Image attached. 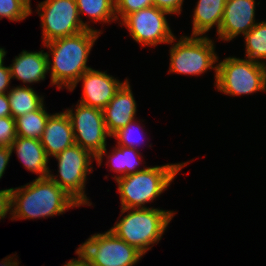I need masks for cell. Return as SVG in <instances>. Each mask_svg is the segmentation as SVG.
<instances>
[{"label": "cell", "instance_id": "obj_1", "mask_svg": "<svg viewBox=\"0 0 266 266\" xmlns=\"http://www.w3.org/2000/svg\"><path fill=\"white\" fill-rule=\"evenodd\" d=\"M102 33L93 30H84L79 34L54 39L43 44L48 48V73L51 77V86L57 89L69 90L86 72L89 67L87 61L91 49ZM49 53V54H48Z\"/></svg>", "mask_w": 266, "mask_h": 266}, {"label": "cell", "instance_id": "obj_2", "mask_svg": "<svg viewBox=\"0 0 266 266\" xmlns=\"http://www.w3.org/2000/svg\"><path fill=\"white\" fill-rule=\"evenodd\" d=\"M75 207L80 205L49 177L11 187L10 220L45 219L65 214Z\"/></svg>", "mask_w": 266, "mask_h": 266}, {"label": "cell", "instance_id": "obj_3", "mask_svg": "<svg viewBox=\"0 0 266 266\" xmlns=\"http://www.w3.org/2000/svg\"><path fill=\"white\" fill-rule=\"evenodd\" d=\"M124 216L116 221L109 230L118 238L135 247L145 255L158 244L170 221L175 216L173 210H163L154 207L127 209L121 208Z\"/></svg>", "mask_w": 266, "mask_h": 266}, {"label": "cell", "instance_id": "obj_4", "mask_svg": "<svg viewBox=\"0 0 266 266\" xmlns=\"http://www.w3.org/2000/svg\"><path fill=\"white\" fill-rule=\"evenodd\" d=\"M193 160L165 165L147 166L143 171L115 179L120 195L121 208H149L146 203L154 202L171 185L179 171Z\"/></svg>", "mask_w": 266, "mask_h": 266}, {"label": "cell", "instance_id": "obj_5", "mask_svg": "<svg viewBox=\"0 0 266 266\" xmlns=\"http://www.w3.org/2000/svg\"><path fill=\"white\" fill-rule=\"evenodd\" d=\"M169 44L172 46L169 49L168 73L200 76L212 69L216 82L219 57L213 39L208 36L183 35L178 40L174 37Z\"/></svg>", "mask_w": 266, "mask_h": 266}, {"label": "cell", "instance_id": "obj_6", "mask_svg": "<svg viewBox=\"0 0 266 266\" xmlns=\"http://www.w3.org/2000/svg\"><path fill=\"white\" fill-rule=\"evenodd\" d=\"M214 85L227 96L266 92V66L243 57H226L217 63Z\"/></svg>", "mask_w": 266, "mask_h": 266}, {"label": "cell", "instance_id": "obj_7", "mask_svg": "<svg viewBox=\"0 0 266 266\" xmlns=\"http://www.w3.org/2000/svg\"><path fill=\"white\" fill-rule=\"evenodd\" d=\"M58 169L56 175L52 171L48 177L60 186L80 206H91L92 202L85 193L87 175L93 171L96 157L78 144H74L54 156Z\"/></svg>", "mask_w": 266, "mask_h": 266}, {"label": "cell", "instance_id": "obj_8", "mask_svg": "<svg viewBox=\"0 0 266 266\" xmlns=\"http://www.w3.org/2000/svg\"><path fill=\"white\" fill-rule=\"evenodd\" d=\"M85 266H135L143 254L110 230L91 235L75 250Z\"/></svg>", "mask_w": 266, "mask_h": 266}, {"label": "cell", "instance_id": "obj_9", "mask_svg": "<svg viewBox=\"0 0 266 266\" xmlns=\"http://www.w3.org/2000/svg\"><path fill=\"white\" fill-rule=\"evenodd\" d=\"M36 9L41 20L43 44L87 30L80 20L76 0H44Z\"/></svg>", "mask_w": 266, "mask_h": 266}, {"label": "cell", "instance_id": "obj_10", "mask_svg": "<svg viewBox=\"0 0 266 266\" xmlns=\"http://www.w3.org/2000/svg\"><path fill=\"white\" fill-rule=\"evenodd\" d=\"M166 15L171 14L151 6L128 14L120 24L128 29L130 37L141 47H155L162 43L169 44L175 37Z\"/></svg>", "mask_w": 266, "mask_h": 266}, {"label": "cell", "instance_id": "obj_11", "mask_svg": "<svg viewBox=\"0 0 266 266\" xmlns=\"http://www.w3.org/2000/svg\"><path fill=\"white\" fill-rule=\"evenodd\" d=\"M70 118L75 144L91 152L95 157L107 146L111 137L105 126L103 111L99 108L76 103L75 110H65Z\"/></svg>", "mask_w": 266, "mask_h": 266}, {"label": "cell", "instance_id": "obj_12", "mask_svg": "<svg viewBox=\"0 0 266 266\" xmlns=\"http://www.w3.org/2000/svg\"><path fill=\"white\" fill-rule=\"evenodd\" d=\"M127 80L129 79L126 78L125 81H120L107 74V71L103 72L90 68L78 78L69 91L75 90L77 84L82 81L83 93L78 102L85 106L103 110Z\"/></svg>", "mask_w": 266, "mask_h": 266}, {"label": "cell", "instance_id": "obj_13", "mask_svg": "<svg viewBox=\"0 0 266 266\" xmlns=\"http://www.w3.org/2000/svg\"><path fill=\"white\" fill-rule=\"evenodd\" d=\"M255 0H226L223 17L216 36L224 42H230L239 35H245L258 20Z\"/></svg>", "mask_w": 266, "mask_h": 266}, {"label": "cell", "instance_id": "obj_14", "mask_svg": "<svg viewBox=\"0 0 266 266\" xmlns=\"http://www.w3.org/2000/svg\"><path fill=\"white\" fill-rule=\"evenodd\" d=\"M102 111L106 130L110 136L137 119V103L128 80Z\"/></svg>", "mask_w": 266, "mask_h": 266}, {"label": "cell", "instance_id": "obj_15", "mask_svg": "<svg viewBox=\"0 0 266 266\" xmlns=\"http://www.w3.org/2000/svg\"><path fill=\"white\" fill-rule=\"evenodd\" d=\"M40 142L49 158L75 144L72 124L64 109L48 117Z\"/></svg>", "mask_w": 266, "mask_h": 266}, {"label": "cell", "instance_id": "obj_16", "mask_svg": "<svg viewBox=\"0 0 266 266\" xmlns=\"http://www.w3.org/2000/svg\"><path fill=\"white\" fill-rule=\"evenodd\" d=\"M48 58L44 50H23L18 56H15L12 64L9 65L12 79L21 80L23 86L29 85V87L30 84L32 86L40 81H45L48 73Z\"/></svg>", "mask_w": 266, "mask_h": 266}, {"label": "cell", "instance_id": "obj_17", "mask_svg": "<svg viewBox=\"0 0 266 266\" xmlns=\"http://www.w3.org/2000/svg\"><path fill=\"white\" fill-rule=\"evenodd\" d=\"M18 160L28 171L36 173V178H47L50 172L49 157L40 140L17 136L10 146ZM15 149V150H14Z\"/></svg>", "mask_w": 266, "mask_h": 266}, {"label": "cell", "instance_id": "obj_18", "mask_svg": "<svg viewBox=\"0 0 266 266\" xmlns=\"http://www.w3.org/2000/svg\"><path fill=\"white\" fill-rule=\"evenodd\" d=\"M110 151L111 153H107L106 146L96 157V162L98 166H101L103 162V157L106 156V158L108 159L106 162L107 167L109 165L110 170L117 174L116 176H112L114 180L125 175L133 174L138 171H143L147 168V165L143 166V168H139V165L141 164L142 166L143 162V156L141 152H139L140 150L116 145Z\"/></svg>", "mask_w": 266, "mask_h": 266}, {"label": "cell", "instance_id": "obj_19", "mask_svg": "<svg viewBox=\"0 0 266 266\" xmlns=\"http://www.w3.org/2000/svg\"><path fill=\"white\" fill-rule=\"evenodd\" d=\"M226 0H198L193 11L191 36H207L214 26L219 31Z\"/></svg>", "mask_w": 266, "mask_h": 266}, {"label": "cell", "instance_id": "obj_20", "mask_svg": "<svg viewBox=\"0 0 266 266\" xmlns=\"http://www.w3.org/2000/svg\"><path fill=\"white\" fill-rule=\"evenodd\" d=\"M80 20L84 27L89 30L98 31L89 25V22L83 21L82 15L88 16L90 22H100L102 24H110L113 21L117 22L115 15V0H76Z\"/></svg>", "mask_w": 266, "mask_h": 266}, {"label": "cell", "instance_id": "obj_21", "mask_svg": "<svg viewBox=\"0 0 266 266\" xmlns=\"http://www.w3.org/2000/svg\"><path fill=\"white\" fill-rule=\"evenodd\" d=\"M11 116L16 119L28 112L37 110L44 103V96L39 95L31 86H13L8 92Z\"/></svg>", "mask_w": 266, "mask_h": 266}, {"label": "cell", "instance_id": "obj_22", "mask_svg": "<svg viewBox=\"0 0 266 266\" xmlns=\"http://www.w3.org/2000/svg\"><path fill=\"white\" fill-rule=\"evenodd\" d=\"M50 115L43 103L37 110L17 117L15 119L17 136L40 140Z\"/></svg>", "mask_w": 266, "mask_h": 266}, {"label": "cell", "instance_id": "obj_23", "mask_svg": "<svg viewBox=\"0 0 266 266\" xmlns=\"http://www.w3.org/2000/svg\"><path fill=\"white\" fill-rule=\"evenodd\" d=\"M243 37L244 58L266 66V21L258 22Z\"/></svg>", "mask_w": 266, "mask_h": 266}, {"label": "cell", "instance_id": "obj_24", "mask_svg": "<svg viewBox=\"0 0 266 266\" xmlns=\"http://www.w3.org/2000/svg\"><path fill=\"white\" fill-rule=\"evenodd\" d=\"M138 121L139 120L135 119L129 122L125 127L115 132L110 138H115L117 140L116 145L135 148L138 150V147H141V144L144 143V127L141 125V120L139 122Z\"/></svg>", "mask_w": 266, "mask_h": 266}, {"label": "cell", "instance_id": "obj_25", "mask_svg": "<svg viewBox=\"0 0 266 266\" xmlns=\"http://www.w3.org/2000/svg\"><path fill=\"white\" fill-rule=\"evenodd\" d=\"M33 10L31 0H0V20L20 22L30 16Z\"/></svg>", "mask_w": 266, "mask_h": 266}, {"label": "cell", "instance_id": "obj_26", "mask_svg": "<svg viewBox=\"0 0 266 266\" xmlns=\"http://www.w3.org/2000/svg\"><path fill=\"white\" fill-rule=\"evenodd\" d=\"M154 6V0H115V15L121 22L128 14Z\"/></svg>", "mask_w": 266, "mask_h": 266}, {"label": "cell", "instance_id": "obj_27", "mask_svg": "<svg viewBox=\"0 0 266 266\" xmlns=\"http://www.w3.org/2000/svg\"><path fill=\"white\" fill-rule=\"evenodd\" d=\"M16 137V120L12 116L1 117L0 146L10 147Z\"/></svg>", "mask_w": 266, "mask_h": 266}, {"label": "cell", "instance_id": "obj_28", "mask_svg": "<svg viewBox=\"0 0 266 266\" xmlns=\"http://www.w3.org/2000/svg\"><path fill=\"white\" fill-rule=\"evenodd\" d=\"M184 0H154V6L168 11L171 15H179L183 9Z\"/></svg>", "mask_w": 266, "mask_h": 266}, {"label": "cell", "instance_id": "obj_29", "mask_svg": "<svg viewBox=\"0 0 266 266\" xmlns=\"http://www.w3.org/2000/svg\"><path fill=\"white\" fill-rule=\"evenodd\" d=\"M11 216V188L0 190V220Z\"/></svg>", "mask_w": 266, "mask_h": 266}, {"label": "cell", "instance_id": "obj_30", "mask_svg": "<svg viewBox=\"0 0 266 266\" xmlns=\"http://www.w3.org/2000/svg\"><path fill=\"white\" fill-rule=\"evenodd\" d=\"M12 80L9 66L0 65V94H6L12 87L10 82Z\"/></svg>", "mask_w": 266, "mask_h": 266}, {"label": "cell", "instance_id": "obj_31", "mask_svg": "<svg viewBox=\"0 0 266 266\" xmlns=\"http://www.w3.org/2000/svg\"><path fill=\"white\" fill-rule=\"evenodd\" d=\"M12 153L13 152L10 147L0 146V179L5 174V170L7 169Z\"/></svg>", "mask_w": 266, "mask_h": 266}, {"label": "cell", "instance_id": "obj_32", "mask_svg": "<svg viewBox=\"0 0 266 266\" xmlns=\"http://www.w3.org/2000/svg\"><path fill=\"white\" fill-rule=\"evenodd\" d=\"M6 116H11V110L7 93L0 94V118Z\"/></svg>", "mask_w": 266, "mask_h": 266}, {"label": "cell", "instance_id": "obj_33", "mask_svg": "<svg viewBox=\"0 0 266 266\" xmlns=\"http://www.w3.org/2000/svg\"><path fill=\"white\" fill-rule=\"evenodd\" d=\"M75 254L78 256L77 259L73 258L65 263L63 266H85L83 258L75 251Z\"/></svg>", "mask_w": 266, "mask_h": 266}, {"label": "cell", "instance_id": "obj_34", "mask_svg": "<svg viewBox=\"0 0 266 266\" xmlns=\"http://www.w3.org/2000/svg\"><path fill=\"white\" fill-rule=\"evenodd\" d=\"M7 54V51L4 48L0 47V65H2L4 63V58Z\"/></svg>", "mask_w": 266, "mask_h": 266}]
</instances>
